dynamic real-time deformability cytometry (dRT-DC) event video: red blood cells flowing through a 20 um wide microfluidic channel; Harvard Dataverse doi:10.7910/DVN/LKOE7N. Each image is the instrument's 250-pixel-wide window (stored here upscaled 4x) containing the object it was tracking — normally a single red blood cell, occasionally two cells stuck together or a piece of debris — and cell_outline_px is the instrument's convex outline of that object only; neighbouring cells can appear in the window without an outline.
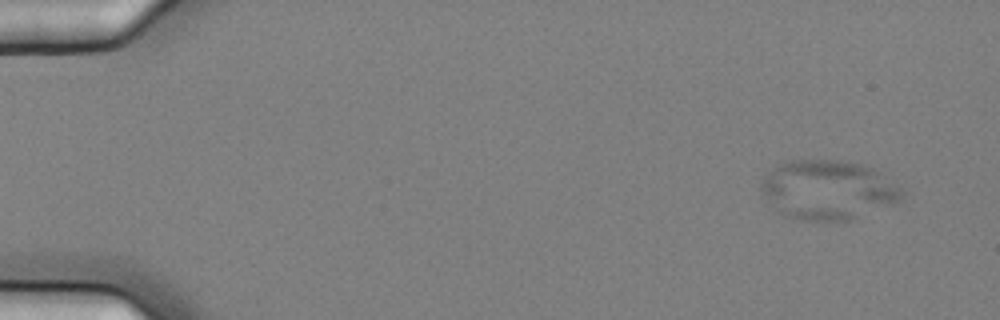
{"species": "common noctule bat (a hibernating species)", "species_latin": "Nyctalus noctula", "temperature_condition": "cold", "stored_images_in_passage": 4, "camera_frame_rate_fps": 3000, "um_per_image_px": 0.085, "animal": {"sex": "female", "body_mass_g": 25.1}, "frame": {"image": 1, "passage_image": 1, "time_ms": 0.0, "image_size_px": [1000, 320], "cell_outline_px": [[904, 192], [900, 200], [892, 204], [848, 220], [800, 220], [784, 216], [760, 192], [760, 184], [768, 172], [780, 164], [788, 160], [840, 160], [860, 164], [872, 168], [900, 188]], "centroid_in_image_um": [70.33, 16.13], "position_along_channel_um": 14.7, "area_um2": 47.97}}
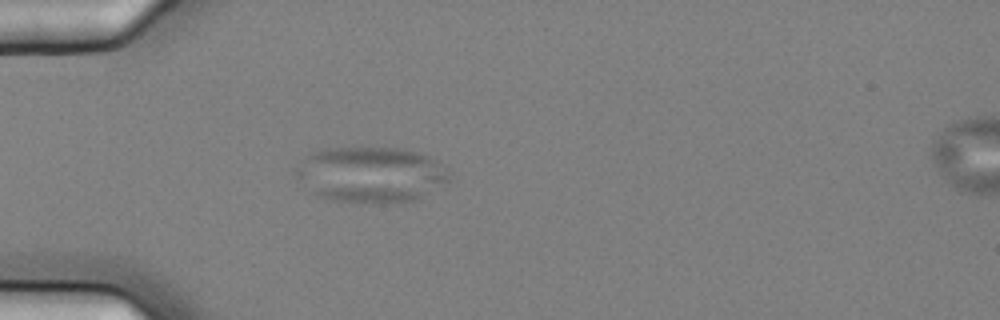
{"frame": {"image": 2, "passage_image": 4, "time_ms": 1.0, "image_size_px": [1000, 320], "cell_outline_px": [[448, 180], [420, 196], [412, 200], [380, 204], [332, 200], [320, 196], [296, 176], [296, 168], [308, 152], [324, 148], [404, 148], [420, 152], [428, 156], [448, 168]], "centroid_in_image_um": [31.51, 14.81], "position_along_channel_um": 53.5, "area_um2": 49.25}}